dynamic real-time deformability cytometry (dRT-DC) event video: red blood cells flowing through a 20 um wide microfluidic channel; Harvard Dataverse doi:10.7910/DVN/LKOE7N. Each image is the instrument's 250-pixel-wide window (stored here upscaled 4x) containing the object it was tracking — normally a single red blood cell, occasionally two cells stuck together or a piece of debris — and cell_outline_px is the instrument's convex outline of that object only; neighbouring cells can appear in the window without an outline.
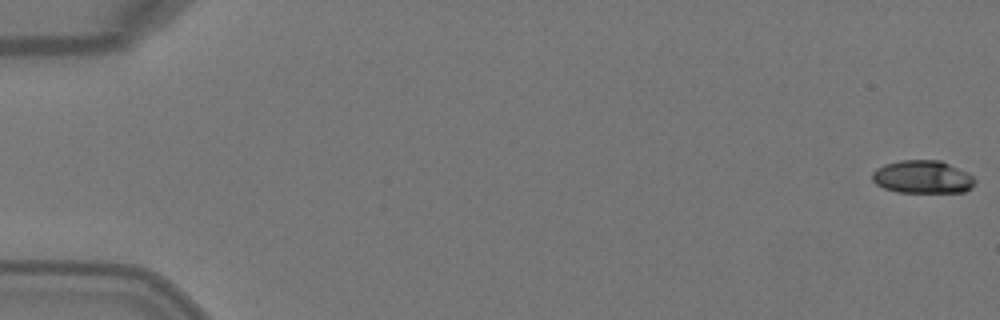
{"species": "Egyptian fruit bat (a non-hibernating species)", "species_latin": "Rousettus aegyptiacus", "temperature_condition": "warm", "stored_images_in_passage": 4, "camera_frame_rate_fps": 3000, "um_per_image_px": 0.085, "animal": {"sex": "female"}, "frame": {"image": 1, "passage_image": 1, "time_ms": 0.0, "image_size_px": [1000, 320], "cell_outline_px": [[976, 180], [964, 192], [896, 192], [884, 188], [876, 184], [872, 180], [872, 172], [876, 168], [884, 164], [900, 160], [940, 160], [972, 176]], "centroid_in_image_um": [78.34, 15.04], "position_along_channel_um": 6.7, "area_um2": 19.48}}
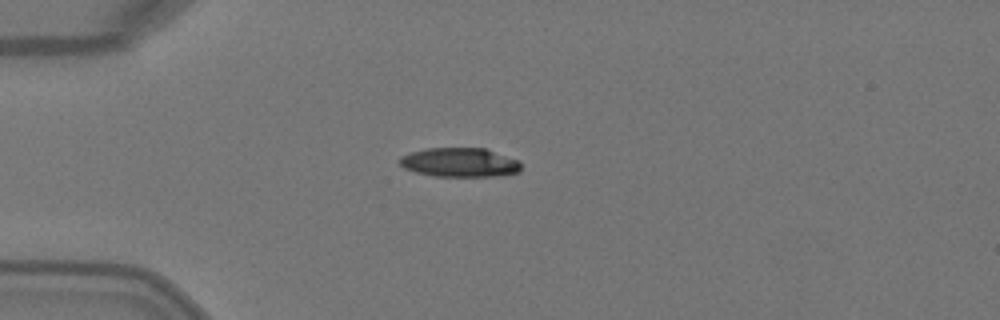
{"frame": {"image": 2, "passage_image": 4, "time_ms": 1.0, "image_size_px": [1000, 320], "cell_outline_px": [[520, 172], [500, 176], [432, 176], [416, 172], [404, 168], [400, 164], [400, 156], [412, 152], [428, 148], [484, 148], [520, 160]], "centroid_in_image_um": [39.1, 13.81], "position_along_channel_um": 45.9, "area_um2": 20.63}}